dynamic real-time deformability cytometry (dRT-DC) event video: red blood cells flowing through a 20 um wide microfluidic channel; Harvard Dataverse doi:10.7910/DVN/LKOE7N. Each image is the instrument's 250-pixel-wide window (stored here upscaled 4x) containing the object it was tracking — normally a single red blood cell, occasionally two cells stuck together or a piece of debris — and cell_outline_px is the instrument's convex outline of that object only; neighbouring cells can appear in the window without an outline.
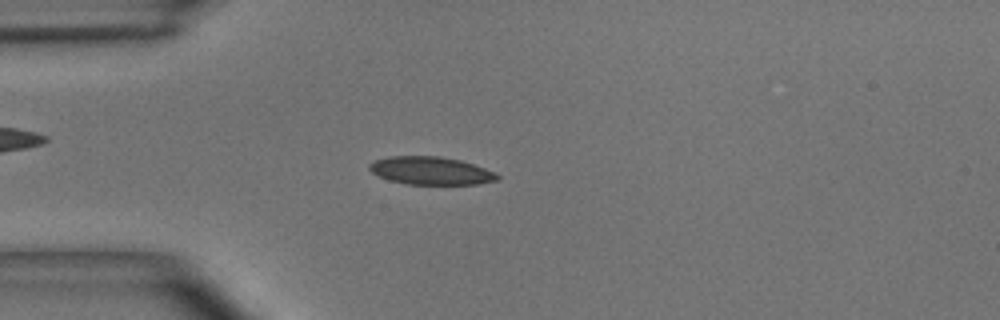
{"species": "common noctule bat (a hibernating species)", "species_latin": "Nyctalus noctula", "temperature_condition": "room temperature", "stored_images_in_passage": 53, "camera_frame_rate_fps": 3000, "um_per_image_px": 0.085, "animal": {"sex": "male", "body_mass_g": 15.6}, "frame": {"image": 1, "passage_image": 13, "time_ms": 4.0, "image_size_px": [1000, 320], "cell_outline_px": [[500, 176], [496, 180], [480, 184], [408, 184], [388, 180], [372, 172], [368, 168], [368, 164], [376, 160], [388, 156], [440, 156], [460, 160], [496, 172]], "centroid_in_image_um": [36.61, 14.51], "position_along_channel_um": 48.4, "area_um2": 20.75}}
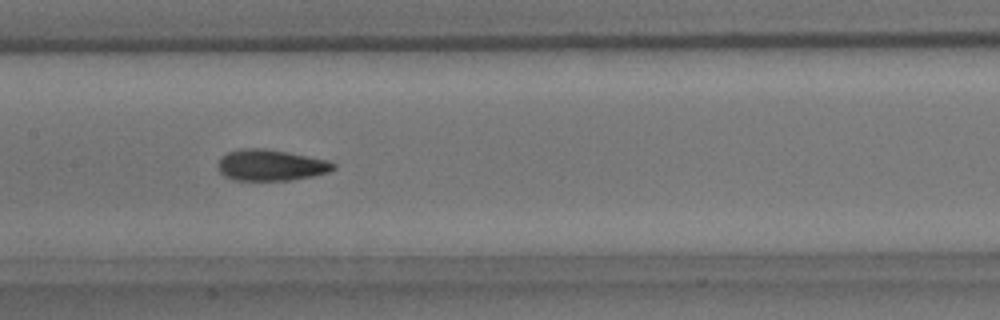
{"frame": {"image": 2, "passage_image": 25, "time_ms": 8.0, "image_size_px": [1000, 320], "cell_outline_px": [[336, 168], [328, 172], [312, 176], [292, 180], [232, 180], [224, 176], [216, 168], [216, 164], [220, 156], [228, 152], [244, 148], [264, 148], [288, 152], [328, 160], [336, 164]], "centroid_in_image_um": [22.98, 14.04], "position_along_channel_um": 184.4, "area_um2": 21.21}}
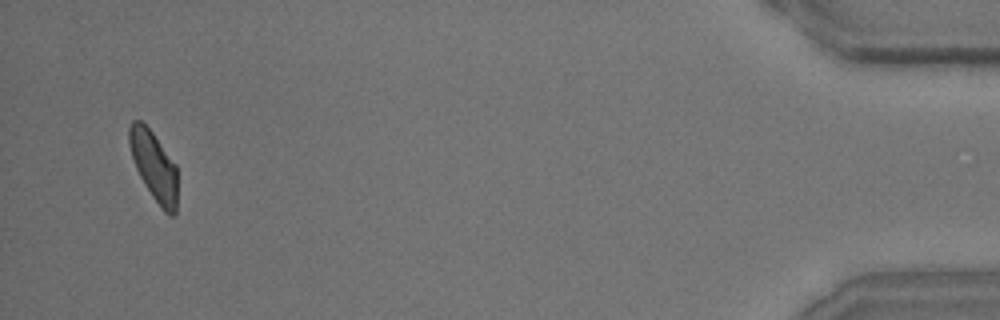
{"frame": {"image": 3, "passage_image": 51, "time_ms": 16.667, "image_size_px": [1000, 320], "cell_outline_px": [[176, 212], [172, 216], [168, 216], [164, 212], [152, 196], [140, 176], [136, 168], [128, 144], [128, 128], [132, 120], [140, 120], [152, 132], [176, 164]], "centroid_in_image_um": [13.07, 14.1], "position_along_channel_um": 422.1, "area_um2": 19.31}, "authors_computed_cell_mechanics": {"area_um2": 20.6346, "velocity_mm_per_s": 3.6737, "shape_relaxation_time_tau1_ms": 5.822, "shape_relaxation_time_tau2_ms": 1.9608, "deformation_change_tau1": 0.1476, "deformation_change_tau2": 0.0832}}